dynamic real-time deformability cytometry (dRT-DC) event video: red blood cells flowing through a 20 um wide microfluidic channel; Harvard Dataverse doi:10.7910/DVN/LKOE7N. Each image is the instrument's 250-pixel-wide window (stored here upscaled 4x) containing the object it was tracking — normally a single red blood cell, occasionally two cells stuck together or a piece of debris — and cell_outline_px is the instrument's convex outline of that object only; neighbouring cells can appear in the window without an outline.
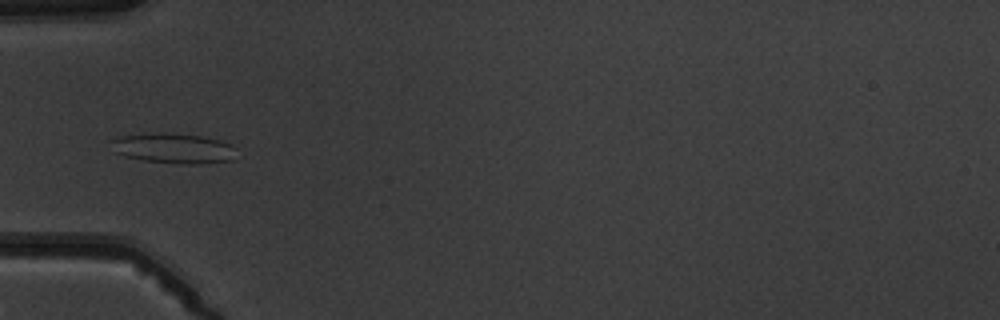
{"species": "common noctule bat (a hibernating species)", "species_latin": "Nyctalus noctula", "temperature_condition": "warm", "stored_images_in_passage": 5, "camera_frame_rate_fps": 3000, "um_per_image_px": 0.085, "animal": {"sex": "male", "body_mass_g": 19.5, "forearm_length_mm": 54.6}, "frame": {"image": 1, "passage_image": 5, "time_ms": 4.667, "image_size_px": [1000, 320], "cell_outline_px": [[236, 148], [232, 160], [200, 164], [180, 164], [144, 160], [124, 156], [116, 152], [112, 140], [120, 136], [200, 136], [220, 140], [232, 144]], "centroid_in_image_um": [14.87, 12.67], "position_along_channel_um": 70.1, "area_um2": 20.63}}